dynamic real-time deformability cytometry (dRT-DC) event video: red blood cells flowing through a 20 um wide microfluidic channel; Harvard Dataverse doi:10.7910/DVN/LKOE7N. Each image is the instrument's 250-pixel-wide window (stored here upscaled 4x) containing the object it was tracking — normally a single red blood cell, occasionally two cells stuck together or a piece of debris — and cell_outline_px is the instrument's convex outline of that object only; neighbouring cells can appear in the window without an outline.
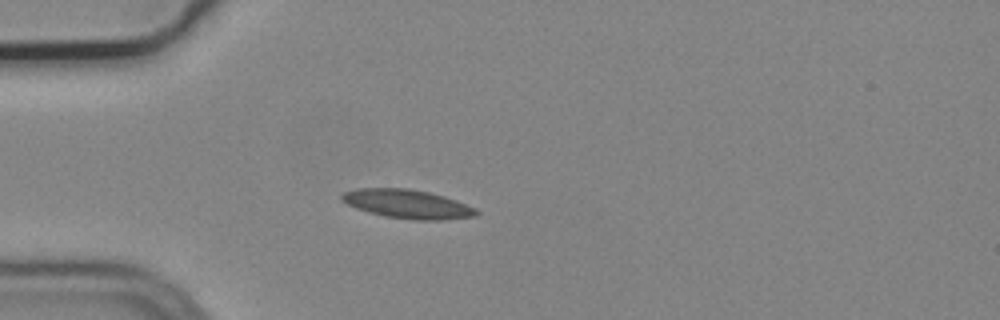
{"species": "common noctule bat (a hibernating species)", "species_latin": "Nyctalus noctula", "temperature_condition": "cold", "stored_images_in_passage": 5, "camera_frame_rate_fps": 3000, "um_per_image_px": 0.085, "animal": {"sex": "male", "body_mass_g": 19.2, "forearm_length_mm": 51.8}, "frame": {"image": 1, "passage_image": 4, "time_ms": 1.0, "image_size_px": [1000, 320], "cell_outline_px": [[480, 212], [476, 216], [444, 220], [416, 220], [384, 216], [368, 212], [356, 208], [348, 204], [340, 196], [344, 192], [356, 188], [408, 188], [428, 192], [444, 196], [456, 200], [476, 208]], "centroid_in_image_um": [34.66, 17.34], "position_along_channel_um": 50.3, "area_um2": 22.6}}